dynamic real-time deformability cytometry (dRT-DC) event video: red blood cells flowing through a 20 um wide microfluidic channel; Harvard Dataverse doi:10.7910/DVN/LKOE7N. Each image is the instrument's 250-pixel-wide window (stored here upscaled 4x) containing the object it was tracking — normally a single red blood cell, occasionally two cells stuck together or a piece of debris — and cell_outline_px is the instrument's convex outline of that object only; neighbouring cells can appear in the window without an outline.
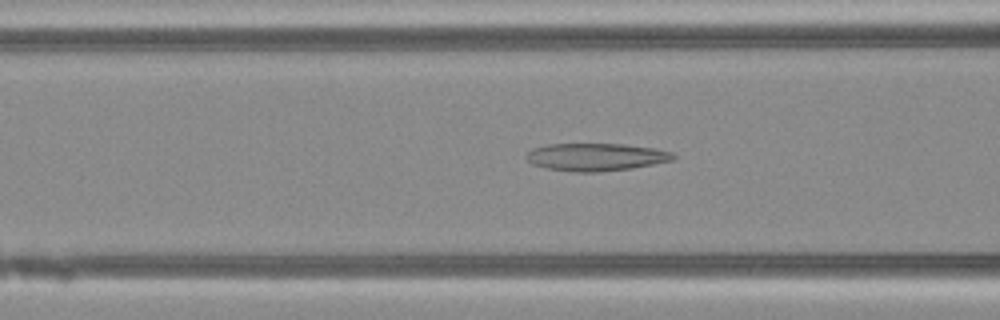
{"species": "Egyptian fruit bat (a non-hibernating species)", "species_latin": "Rousettus aegyptiacus", "temperature_condition": "warm", "stored_images_in_passage": 46, "camera_frame_rate_fps": 3000, "um_per_image_px": 0.085, "animal": {"sex": "female"}, "frame": {"image": 1, "passage_image": 16, "time_ms": 5.0, "image_size_px": [1000, 320], "cell_outline_px": [[676, 160], [632, 168], [596, 172], [572, 172], [548, 168], [532, 164], [524, 156], [532, 148], [548, 144], [624, 144], [656, 148], [672, 152], [676, 156]], "centroid_in_image_um": [50.68, 13.34], "position_along_channel_um": 115.9, "area_um2": 23.81}}
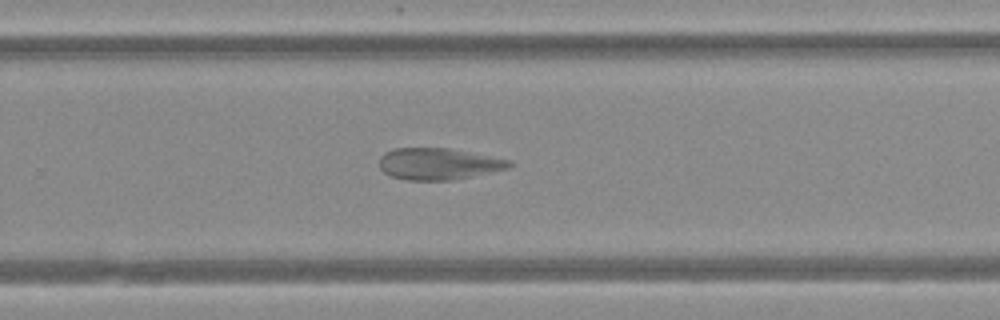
{"frame": {"image": 2, "passage_image": 29, "time_ms": 9.333, "image_size_px": [1000, 320], "cell_outline_px": [[512, 168], [452, 180], [404, 180], [392, 176], [384, 172], [380, 168], [380, 156], [384, 152], [392, 148], [448, 148], [512, 160]], "centroid_in_image_um": [37.28, 13.93], "position_along_channel_um": 292.5, "area_um2": 24.04}}
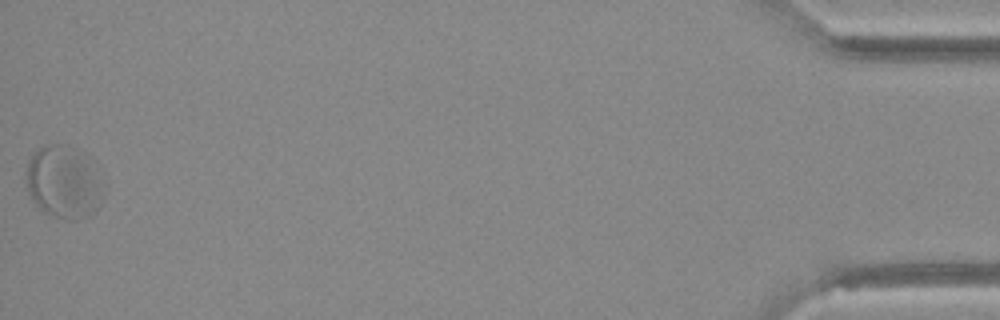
{"frame": {"image": 3, "passage_image": 46, "time_ms": 15.0, "image_size_px": [1000, 320], "cell_outline_px": [[96, 212], [88, 216], [76, 220], [64, 220], [44, 212], [36, 204], [28, 192], [28, 160], [44, 144], [60, 144], [76, 148], [88, 152], [92, 156], [96, 184]], "centroid_in_image_um": [5.34, 15.44], "position_along_channel_um": 429.9, "area_um2": 31.56}}